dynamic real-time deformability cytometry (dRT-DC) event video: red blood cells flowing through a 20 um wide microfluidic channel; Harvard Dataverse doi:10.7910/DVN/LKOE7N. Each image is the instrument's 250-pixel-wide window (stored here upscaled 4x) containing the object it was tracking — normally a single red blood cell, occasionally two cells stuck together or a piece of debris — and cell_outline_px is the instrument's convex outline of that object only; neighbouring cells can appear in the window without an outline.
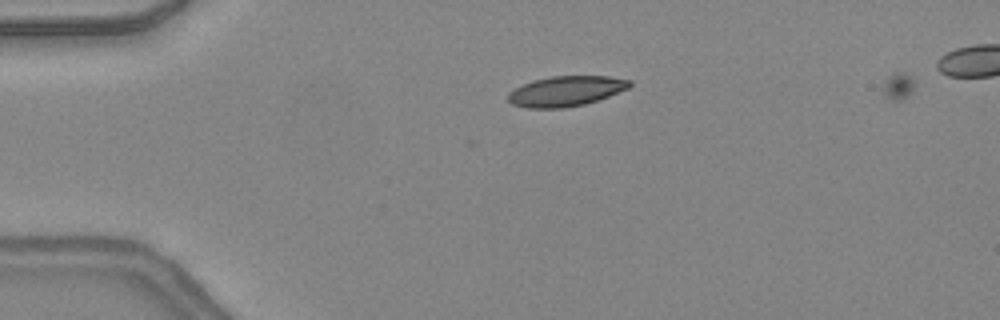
{"species": "common noctule bat (a hibernating species)", "species_latin": "Nyctalus noctula", "temperature_condition": "warm", "stored_images_in_passage": 6, "camera_frame_rate_fps": 3000, "um_per_image_px": 0.085, "animal": {"sex": "female", "body_mass_g": 24.6, "forearm_length_mm": 56.2}, "frame": {"image": 1, "passage_image": 2, "time_ms": 0.333, "image_size_px": [1000, 320], "cell_outline_px": [[632, 84], [628, 88], [608, 96], [584, 104], [564, 108], [524, 108], [512, 104], [508, 100], [508, 92], [532, 80], [552, 76], [608, 76], [632, 80]], "centroid_in_image_um": [48.09, 7.74], "position_along_channel_um": 36.9, "area_um2": 21.33}}